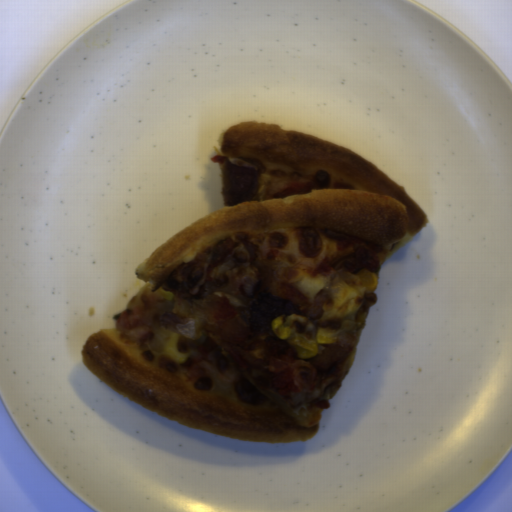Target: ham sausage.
Instances as JSON below:
<instances>
[{
    "label": "ham sausage",
    "mask_w": 512,
    "mask_h": 512,
    "mask_svg": "<svg viewBox=\"0 0 512 512\" xmlns=\"http://www.w3.org/2000/svg\"><path fill=\"white\" fill-rule=\"evenodd\" d=\"M249 328L252 332H264L272 329V322L278 317L301 314L299 303L271 293L259 297L250 303Z\"/></svg>",
    "instance_id": "2"
},
{
    "label": "ham sausage",
    "mask_w": 512,
    "mask_h": 512,
    "mask_svg": "<svg viewBox=\"0 0 512 512\" xmlns=\"http://www.w3.org/2000/svg\"><path fill=\"white\" fill-rule=\"evenodd\" d=\"M265 164L257 158L229 157L220 167L221 193L226 206L248 202L261 185Z\"/></svg>",
    "instance_id": "1"
}]
</instances>
